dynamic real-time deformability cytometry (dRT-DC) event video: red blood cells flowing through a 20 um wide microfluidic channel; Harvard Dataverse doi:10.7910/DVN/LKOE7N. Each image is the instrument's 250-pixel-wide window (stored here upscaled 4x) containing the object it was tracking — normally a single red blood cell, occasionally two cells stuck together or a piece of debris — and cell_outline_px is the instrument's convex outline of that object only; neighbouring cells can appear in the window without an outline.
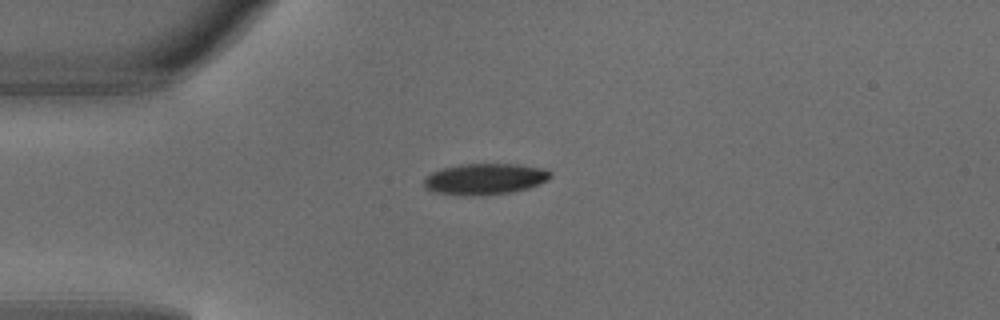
{"species": "common noctule bat (a hibernating species)", "species_latin": "Nyctalus noctula", "temperature_condition": "warm", "stored_images_in_passage": 1, "camera_frame_rate_fps": 3000, "um_per_image_px": 0.085, "animal": {"sex": "male", "body_mass_g": 18.8}, "frame": {"image": 1, "passage_image": 1, "time_ms": 0.0, "image_size_px": [1000, 320], "cell_outline_px": [[552, 176], [548, 180], [528, 188], [512, 192], [472, 196], [460, 196], [436, 192], [424, 188], [424, 176], [440, 168], [460, 164], [520, 164], [544, 168], [552, 172]], "centroid_in_image_um": [41.2, 15.21], "position_along_channel_um": 43.8, "area_um2": 23.29}}